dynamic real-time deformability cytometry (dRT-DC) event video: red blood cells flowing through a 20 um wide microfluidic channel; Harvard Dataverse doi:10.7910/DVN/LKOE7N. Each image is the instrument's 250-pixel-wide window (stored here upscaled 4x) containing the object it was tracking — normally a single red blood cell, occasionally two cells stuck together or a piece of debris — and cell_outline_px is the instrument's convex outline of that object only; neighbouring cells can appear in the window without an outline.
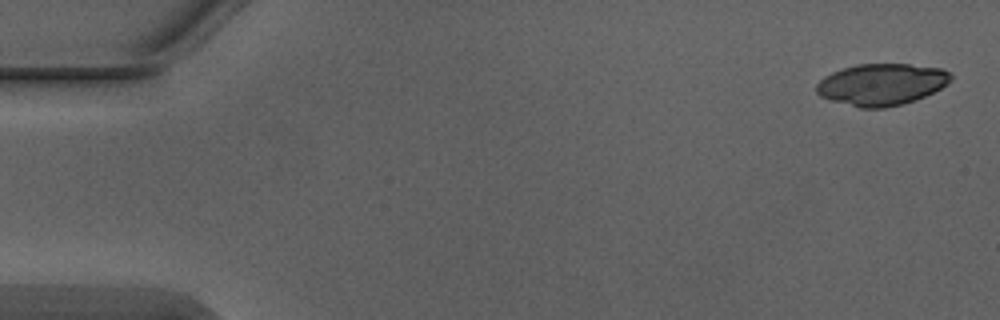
{"species": "Egyptian fruit bat (a non-hibernating species)", "species_latin": "Rousettus aegyptiacus", "temperature_condition": "warm", "stored_images_in_passage": 4, "camera_frame_rate_fps": 3000, "um_per_image_px": 0.085, "animal": {"sex": "male"}, "frame": {"image": 1, "passage_image": 1, "time_ms": 0.0, "image_size_px": [1000, 320], "cell_outline_px": [[952, 80], [948, 84], [924, 96], [900, 104], [884, 108], [860, 108], [828, 100], [820, 96], [816, 92], [816, 84], [824, 76], [832, 72], [856, 64], [908, 64], [940, 68], [948, 72], [952, 76]], "centroid_in_image_um": [74.89, 7.17], "position_along_channel_um": 10.1, "area_um2": 32.54}}